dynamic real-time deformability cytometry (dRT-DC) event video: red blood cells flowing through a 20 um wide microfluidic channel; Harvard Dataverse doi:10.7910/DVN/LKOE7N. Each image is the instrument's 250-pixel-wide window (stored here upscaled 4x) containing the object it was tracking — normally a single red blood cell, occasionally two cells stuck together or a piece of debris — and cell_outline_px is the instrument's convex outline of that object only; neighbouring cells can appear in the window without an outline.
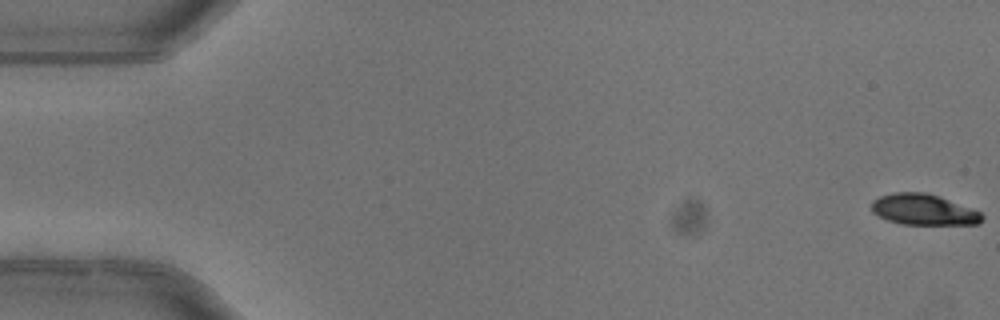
{"species": "common noctule bat (a hibernating species)", "species_latin": "Nyctalus noctula", "temperature_condition": "warm", "stored_images_in_passage": 5, "camera_frame_rate_fps": 3000, "um_per_image_px": 0.085, "animal": {"sex": "female"}, "frame": {"image": 1, "passage_image": 1, "time_ms": 0.0, "image_size_px": [1000, 320], "cell_outline_px": [[984, 216], [976, 224], [900, 224], [888, 220], [872, 212], [872, 200], [880, 196], [892, 192], [924, 192], [940, 196], [972, 208], [980, 212]], "centroid_in_image_um": [78.48, 17.8], "position_along_channel_um": 6.5, "area_um2": 19.83}}
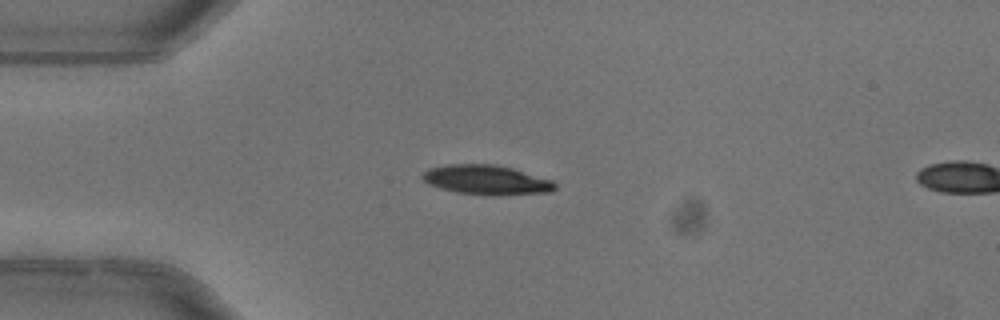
{"frame": {"image": 2, "passage_image": 4, "time_ms": 1.0, "image_size_px": [1000, 320], "cell_outline_px": [[556, 188], [552, 192], [492, 196], [456, 192], [440, 188], [428, 184], [420, 176], [428, 168], [448, 164], [492, 164], [512, 168], [552, 180], [556, 184]], "centroid_in_image_um": [41.34, 15.3], "position_along_channel_um": 43.7, "area_um2": 22.95}}